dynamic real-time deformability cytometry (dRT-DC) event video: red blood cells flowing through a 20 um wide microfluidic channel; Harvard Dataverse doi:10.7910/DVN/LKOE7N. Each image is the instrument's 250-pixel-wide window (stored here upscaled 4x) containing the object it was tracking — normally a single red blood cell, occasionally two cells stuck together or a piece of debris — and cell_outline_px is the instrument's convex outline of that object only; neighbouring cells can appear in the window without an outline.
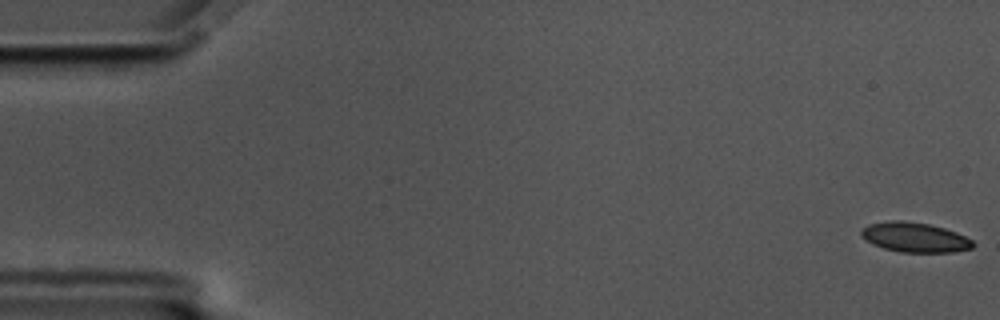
{"species": "common noctule bat (a hibernating species)", "species_latin": "Nyctalus noctula", "temperature_condition": "cold", "stored_images_in_passage": 18, "camera_frame_rate_fps": 3000, "um_per_image_px": 0.085, "animal": {"sex": "male", "body_mass_g": 17.5, "forearm_length_mm": 52.3}, "frame": {"image": 1, "passage_image": 1, "time_ms": 0.0, "image_size_px": [1000, 320], "cell_outline_px": [[976, 244], [972, 248], [952, 252], [900, 252], [884, 248], [872, 244], [860, 236], [860, 232], [868, 224], [892, 220], [900, 220], [928, 224], [944, 228], [956, 232], [972, 240]], "centroid_in_image_um": [77.75, 20.17], "position_along_channel_um": 7.3, "area_um2": 19.31}}
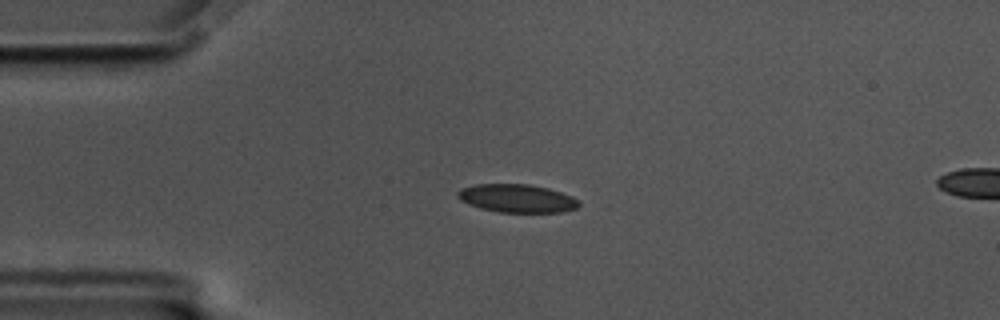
{"frame": {"image": 2, "passage_image": 14, "time_ms": 4.333, "image_size_px": [1000, 320], "cell_outline_px": [[580, 204], [576, 208], [564, 212], [500, 212], [480, 208], [468, 204], [460, 200], [456, 196], [456, 192], [460, 188], [476, 184], [528, 184], [548, 188], [572, 196]], "centroid_in_image_um": [43.9, 16.86], "position_along_channel_um": 41.1, "area_um2": 19.94}}